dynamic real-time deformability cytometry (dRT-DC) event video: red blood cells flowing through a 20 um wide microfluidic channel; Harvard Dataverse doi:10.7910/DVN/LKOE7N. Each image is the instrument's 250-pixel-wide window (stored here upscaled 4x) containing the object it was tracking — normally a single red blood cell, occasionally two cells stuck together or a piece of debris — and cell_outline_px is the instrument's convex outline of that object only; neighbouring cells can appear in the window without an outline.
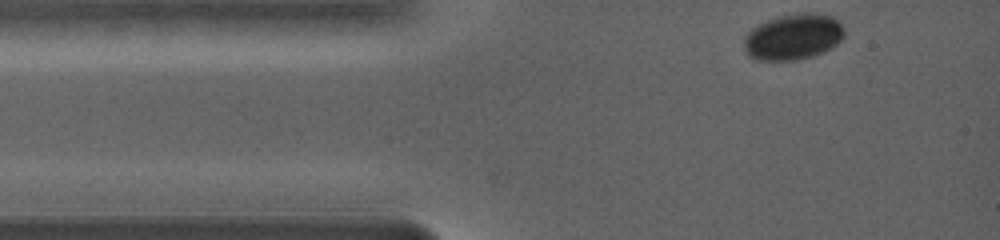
{"species": "common noctule bat (a hibernating species)", "species_latin": "Nyctalus noctula", "temperature_condition": "warm", "stored_images_in_passage": 30, "camera_frame_rate_fps": 5000, "um_per_image_px": 0.085, "animal": {"sex": "female", "body_mass_g": 19.0, "forearm_length_mm": 56.7}, "frame": {"image": 1, "passage_image": 1, "time_ms": 0.0, "image_size_px": [1000, 240], "cell_outline_px": [[844, 36], [832, 48], [824, 52], [812, 56], [796, 60], [756, 60], [748, 56], [744, 48], [744, 36], [756, 24], [780, 16], [800, 12], [816, 12], [832, 16], [840, 20], [844, 28]], "centroid_in_image_um": [67.44, 3.12], "position_along_channel_um": 17.6, "area_um2": 27.28}}
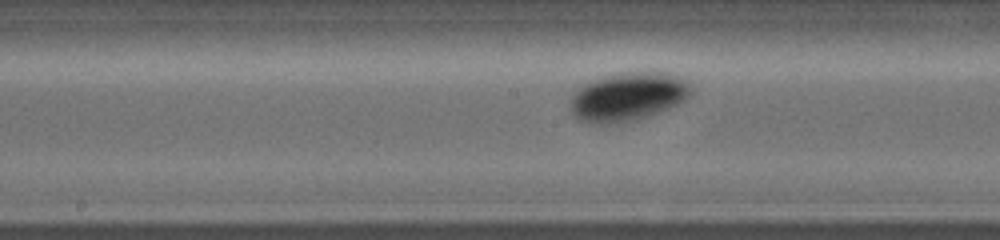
{"frame": {"image": 2, "passage_image": 15, "time_ms": 6.0, "image_size_px": [1000, 240], "cell_outline_px": [[692, 96], [668, 108], [632, 120], [616, 124], [600, 124], [580, 120], [572, 112], [572, 96], [584, 84], [600, 76], [620, 72], [668, 72], [688, 80], [692, 88]], "centroid_in_image_um": [53.42, 8.18], "position_along_channel_um": 194.8, "area_um2": 33.99}}
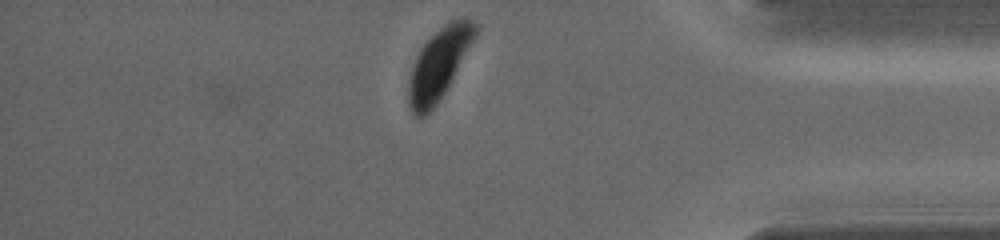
{"frame": {"image": 3, "passage_image": 30, "time_ms": 12.4, "image_size_px": [1000, 240], "cell_outline_px": [[480, 28], [476, 36], [444, 92], [436, 104], [424, 116], [416, 116], [412, 112], [408, 104], [408, 80], [412, 64], [420, 48], [440, 28], [452, 20], [472, 20], [480, 24]], "centroid_in_image_um": [37.29, 5.43], "position_along_channel_um": 397.9, "area_um2": 26.99}}